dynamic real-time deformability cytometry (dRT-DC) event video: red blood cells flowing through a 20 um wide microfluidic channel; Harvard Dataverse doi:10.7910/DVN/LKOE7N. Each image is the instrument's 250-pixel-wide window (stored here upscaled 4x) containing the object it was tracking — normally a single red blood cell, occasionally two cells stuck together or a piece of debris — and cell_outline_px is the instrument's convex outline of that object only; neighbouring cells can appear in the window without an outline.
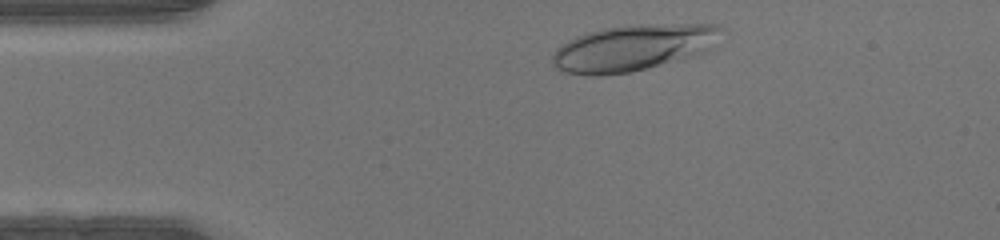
{"species": "human", "species_latin": "Homo sapiens", "temperature_condition": "warm", "stored_images_in_passage": 33, "camera_frame_rate_fps": 3000, "um_per_image_px": 0.085, "donor": {"sex": "male"}, "frame": {"image": 1, "passage_image": 3, "time_ms": 0.667, "image_size_px": [1000, 240], "cell_outline_px": [[728, 32], [712, 48], [704, 52], [692, 56], [632, 72], [596, 76], [592, 76], [564, 72], [556, 68], [552, 64], [552, 56], [556, 48], [560, 44], [576, 36], [588, 32], [604, 28], [628, 24], [720, 24]], "centroid_in_image_um": [53.89, 4.04], "position_along_channel_um": 31.1, "area_um2": 46.36}}
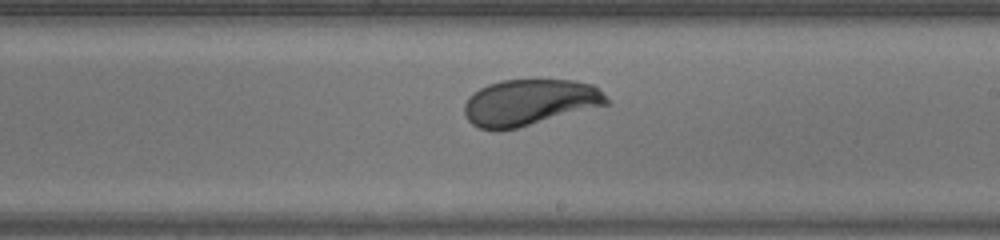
{"frame": {"image": 2, "passage_image": 21, "time_ms": 6.667, "image_size_px": [1000, 240], "cell_outline_px": [[608, 104], [516, 128], [496, 132], [480, 128], [472, 124], [468, 120], [464, 112], [464, 104], [468, 96], [480, 88], [488, 84], [504, 80], [576, 80], [592, 84], [608, 100]], "centroid_in_image_um": [44.94, 8.71], "position_along_channel_um": 244.1, "area_um2": 38.03}}
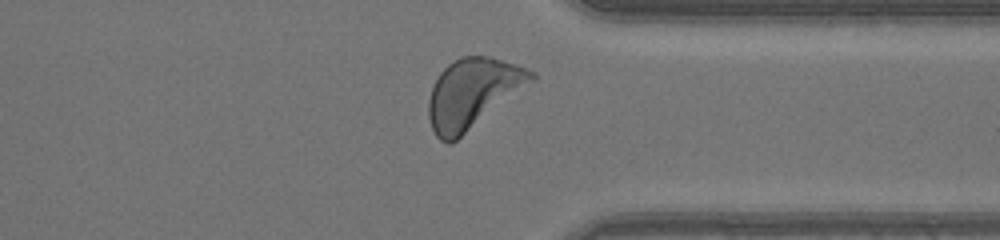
{"frame": {"image": 3, "passage_image": 30, "time_ms": 9.667, "image_size_px": [1000, 240], "cell_outline_px": [[536, 80], [452, 144], [448, 144], [440, 140], [436, 136], [432, 128], [428, 116], [428, 100], [432, 88], [440, 72], [448, 64], [460, 56], [492, 56], [516, 64], [536, 72]], "centroid_in_image_um": [40.2, 7.93], "position_along_channel_um": 371.2, "area_um2": 42.02}}